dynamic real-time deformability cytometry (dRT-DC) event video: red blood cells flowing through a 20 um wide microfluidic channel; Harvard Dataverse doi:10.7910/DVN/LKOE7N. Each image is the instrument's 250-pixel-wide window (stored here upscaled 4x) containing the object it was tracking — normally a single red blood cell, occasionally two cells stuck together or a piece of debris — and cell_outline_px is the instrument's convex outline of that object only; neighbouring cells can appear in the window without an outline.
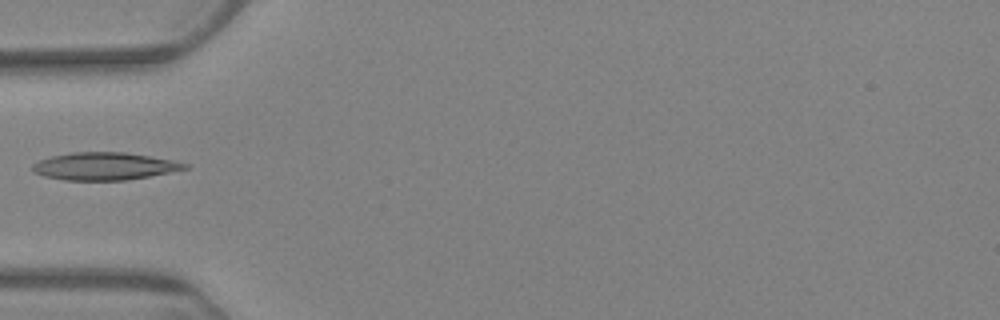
{"species": "Egyptian fruit bat (a non-hibernating species)", "species_latin": "Rousettus aegyptiacus", "temperature_condition": "warm", "stored_images_in_passage": 6, "camera_frame_rate_fps": 3000, "um_per_image_px": 0.085, "animal": {"sex": "female"}, "frame": {"image": 1, "passage_image": 6, "time_ms": 6.0, "image_size_px": [1000, 320], "cell_outline_px": [[188, 168], [128, 180], [64, 180], [44, 176], [32, 172], [32, 164], [40, 160], [52, 156], [72, 152], [124, 152], [172, 160], [188, 164]], "centroid_in_image_um": [8.82, 14.13], "position_along_channel_um": 76.2, "area_um2": 24.22}}